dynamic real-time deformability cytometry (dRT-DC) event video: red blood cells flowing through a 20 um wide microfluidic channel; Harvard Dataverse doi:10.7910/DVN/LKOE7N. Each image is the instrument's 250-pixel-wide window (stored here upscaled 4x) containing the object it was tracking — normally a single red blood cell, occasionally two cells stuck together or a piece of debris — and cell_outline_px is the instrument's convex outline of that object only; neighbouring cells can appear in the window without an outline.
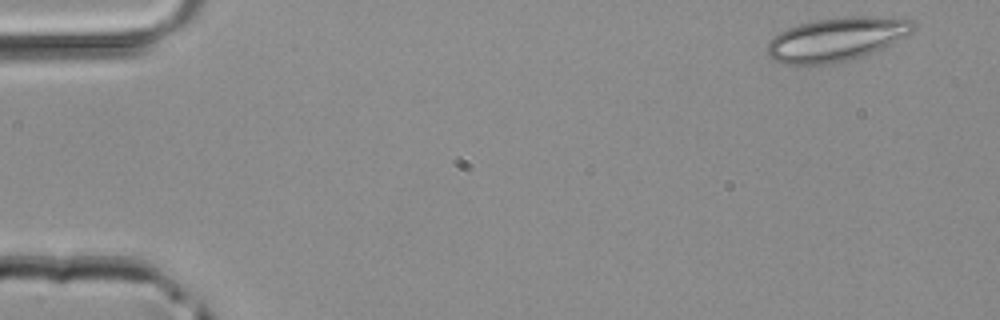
{"species": "common noctule bat (a hibernating species)", "species_latin": "Nyctalus noctula", "temperature_condition": "room temperature", "stored_images_in_passage": 3, "camera_frame_rate_fps": 3000, "um_per_image_px": 0.085, "animal": {"sex": "male", "body_mass_g": 20.4}, "frame": {"image": 1, "passage_image": 1, "time_ms": 0.0, "image_size_px": [1000, 320], "cell_outline_px": [[916, 28], [912, 32], [884, 48], [876, 52], [856, 60], [832, 64], [784, 64], [772, 60], [768, 56], [768, 40], [780, 32], [788, 28], [800, 24], [816, 20], [848, 16], [880, 16], [912, 20], [916, 24]], "centroid_in_image_um": [71.14, 3.35], "position_along_channel_um": 13.9, "area_um2": 37.63}}